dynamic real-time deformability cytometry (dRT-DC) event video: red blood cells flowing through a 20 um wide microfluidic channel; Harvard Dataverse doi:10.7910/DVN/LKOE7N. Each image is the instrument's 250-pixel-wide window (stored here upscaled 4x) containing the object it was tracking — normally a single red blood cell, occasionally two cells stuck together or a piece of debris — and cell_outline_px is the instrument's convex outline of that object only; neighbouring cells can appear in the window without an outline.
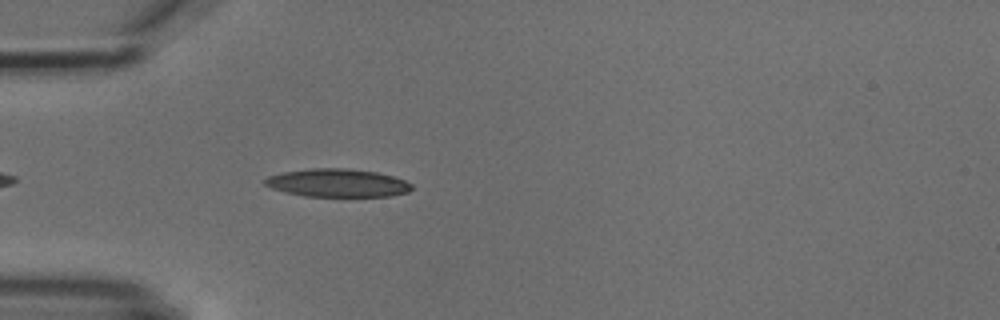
{"species": "common noctule bat (a hibernating species)", "species_latin": "Nyctalus noctula", "temperature_condition": "cold", "stored_images_in_passage": 2, "camera_frame_rate_fps": 3000, "um_per_image_px": 0.085, "animal": {"sex": "male", "body_mass_g": 18.8}, "frame": {"image": 1, "passage_image": 2, "time_ms": 2.0, "image_size_px": [1000, 320], "cell_outline_px": [[412, 188], [408, 192], [392, 196], [304, 196], [284, 192], [272, 188], [264, 184], [264, 180], [268, 176], [284, 172], [312, 168], [348, 168], [376, 172], [392, 176], [404, 180], [412, 184]], "centroid_in_image_um": [28.69, 15.55], "position_along_channel_um": 56.3, "area_um2": 23.99}}